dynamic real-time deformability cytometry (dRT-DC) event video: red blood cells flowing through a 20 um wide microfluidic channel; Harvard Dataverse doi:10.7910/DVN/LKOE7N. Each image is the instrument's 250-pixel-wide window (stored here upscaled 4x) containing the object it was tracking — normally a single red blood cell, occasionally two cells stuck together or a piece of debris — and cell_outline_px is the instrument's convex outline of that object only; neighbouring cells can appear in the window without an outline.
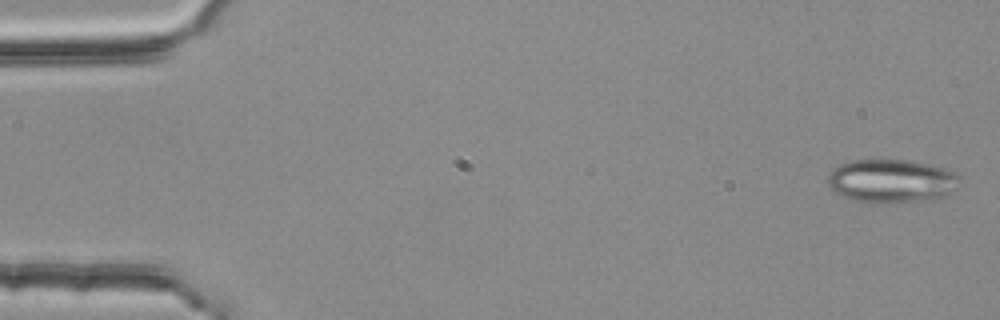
{"species": "common noctule bat (a hibernating species)", "species_latin": "Nyctalus noctula", "temperature_condition": "room temperature", "stored_images_in_passage": 4, "camera_frame_rate_fps": 3000, "um_per_image_px": 0.085, "animal": {"sex": "female", "body_mass_g": 25.1}, "frame": {"image": 1, "passage_image": 1, "time_ms": 0.0, "image_size_px": [1000, 320], "cell_outline_px": [[960, 176], [956, 188], [944, 196], [920, 200], [876, 204], [852, 200], [840, 196], [828, 184], [828, 176], [840, 164], [852, 160], [908, 160], [928, 164], [944, 168]], "centroid_in_image_um": [75.75, 15.39], "position_along_channel_um": 9.3, "area_um2": 33.12}}